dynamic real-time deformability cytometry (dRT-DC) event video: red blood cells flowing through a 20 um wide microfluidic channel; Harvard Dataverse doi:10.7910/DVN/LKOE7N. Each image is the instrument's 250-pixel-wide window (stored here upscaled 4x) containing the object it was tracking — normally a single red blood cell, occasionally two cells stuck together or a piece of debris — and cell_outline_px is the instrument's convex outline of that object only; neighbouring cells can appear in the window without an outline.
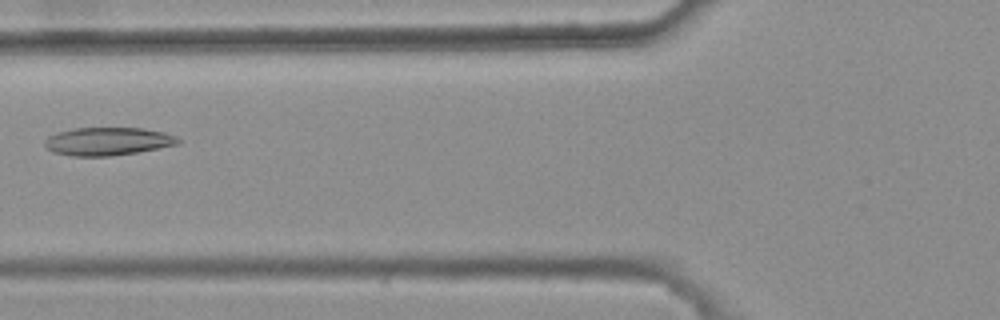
{"species": "common noctule bat (a hibernating species)", "species_latin": "Nyctalus noctula", "temperature_condition": "warm", "stored_images_in_passage": 5, "camera_frame_rate_fps": 3000, "um_per_image_px": 0.085, "animal": {"sex": "female", "body_mass_g": 25.1}, "frame": {"image": 1, "passage_image": 5, "time_ms": 1.333, "image_size_px": [1000, 320], "cell_outline_px": [[180, 144], [136, 152], [108, 156], [72, 156], [52, 152], [44, 144], [44, 140], [48, 136], [56, 132], [72, 128], [144, 128], [164, 132], [176, 136], [180, 140]], "centroid_in_image_um": [9.14, 12.01], "position_along_channel_um": 116.7, "area_um2": 21.85}}